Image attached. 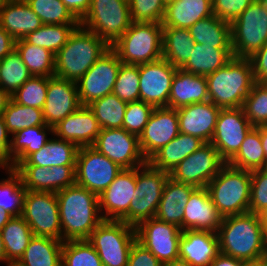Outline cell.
I'll return each mask as SVG.
<instances>
[{"label": "cell", "instance_id": "cell-1", "mask_svg": "<svg viewBox=\"0 0 267 266\" xmlns=\"http://www.w3.org/2000/svg\"><path fill=\"white\" fill-rule=\"evenodd\" d=\"M56 196L62 241L87 240L103 221L98 195L74 184L58 191Z\"/></svg>", "mask_w": 267, "mask_h": 266}, {"label": "cell", "instance_id": "cell-2", "mask_svg": "<svg viewBox=\"0 0 267 266\" xmlns=\"http://www.w3.org/2000/svg\"><path fill=\"white\" fill-rule=\"evenodd\" d=\"M217 235L222 254L241 261L258 260L264 254V225L258 214L224 217Z\"/></svg>", "mask_w": 267, "mask_h": 266}, {"label": "cell", "instance_id": "cell-3", "mask_svg": "<svg viewBox=\"0 0 267 266\" xmlns=\"http://www.w3.org/2000/svg\"><path fill=\"white\" fill-rule=\"evenodd\" d=\"M110 48L98 35L79 25L55 54L54 75L77 82Z\"/></svg>", "mask_w": 267, "mask_h": 266}, {"label": "cell", "instance_id": "cell-4", "mask_svg": "<svg viewBox=\"0 0 267 266\" xmlns=\"http://www.w3.org/2000/svg\"><path fill=\"white\" fill-rule=\"evenodd\" d=\"M206 79L209 101L220 109L242 107L255 83L250 59L237 57Z\"/></svg>", "mask_w": 267, "mask_h": 266}, {"label": "cell", "instance_id": "cell-5", "mask_svg": "<svg viewBox=\"0 0 267 266\" xmlns=\"http://www.w3.org/2000/svg\"><path fill=\"white\" fill-rule=\"evenodd\" d=\"M206 188L223 218L249 212L251 171L226 163Z\"/></svg>", "mask_w": 267, "mask_h": 266}, {"label": "cell", "instance_id": "cell-6", "mask_svg": "<svg viewBox=\"0 0 267 266\" xmlns=\"http://www.w3.org/2000/svg\"><path fill=\"white\" fill-rule=\"evenodd\" d=\"M162 45V24L132 22L111 48L123 64L141 65L161 59Z\"/></svg>", "mask_w": 267, "mask_h": 266}, {"label": "cell", "instance_id": "cell-7", "mask_svg": "<svg viewBox=\"0 0 267 266\" xmlns=\"http://www.w3.org/2000/svg\"><path fill=\"white\" fill-rule=\"evenodd\" d=\"M136 239L135 227L123 221L103 220L87 240L98 253L103 266H127Z\"/></svg>", "mask_w": 267, "mask_h": 266}, {"label": "cell", "instance_id": "cell-8", "mask_svg": "<svg viewBox=\"0 0 267 266\" xmlns=\"http://www.w3.org/2000/svg\"><path fill=\"white\" fill-rule=\"evenodd\" d=\"M131 23L128 0H91L80 26L98 35L111 47Z\"/></svg>", "mask_w": 267, "mask_h": 266}, {"label": "cell", "instance_id": "cell-9", "mask_svg": "<svg viewBox=\"0 0 267 266\" xmlns=\"http://www.w3.org/2000/svg\"><path fill=\"white\" fill-rule=\"evenodd\" d=\"M267 43V5L255 0L231 23L233 57L249 58Z\"/></svg>", "mask_w": 267, "mask_h": 266}, {"label": "cell", "instance_id": "cell-10", "mask_svg": "<svg viewBox=\"0 0 267 266\" xmlns=\"http://www.w3.org/2000/svg\"><path fill=\"white\" fill-rule=\"evenodd\" d=\"M168 178L167 171L155 169L148 163L136 168V189L129 205V225L136 228L141 222L155 217Z\"/></svg>", "mask_w": 267, "mask_h": 266}, {"label": "cell", "instance_id": "cell-11", "mask_svg": "<svg viewBox=\"0 0 267 266\" xmlns=\"http://www.w3.org/2000/svg\"><path fill=\"white\" fill-rule=\"evenodd\" d=\"M22 217L34 236L62 240L61 222L56 193L27 190Z\"/></svg>", "mask_w": 267, "mask_h": 266}, {"label": "cell", "instance_id": "cell-12", "mask_svg": "<svg viewBox=\"0 0 267 266\" xmlns=\"http://www.w3.org/2000/svg\"><path fill=\"white\" fill-rule=\"evenodd\" d=\"M122 170L92 146L80 147L75 165V184L99 196Z\"/></svg>", "mask_w": 267, "mask_h": 266}, {"label": "cell", "instance_id": "cell-13", "mask_svg": "<svg viewBox=\"0 0 267 266\" xmlns=\"http://www.w3.org/2000/svg\"><path fill=\"white\" fill-rule=\"evenodd\" d=\"M121 64L117 53L110 48L76 82L82 106L112 93Z\"/></svg>", "mask_w": 267, "mask_h": 266}, {"label": "cell", "instance_id": "cell-14", "mask_svg": "<svg viewBox=\"0 0 267 266\" xmlns=\"http://www.w3.org/2000/svg\"><path fill=\"white\" fill-rule=\"evenodd\" d=\"M225 164L218 150L209 142L180 162L169 177L195 187H207Z\"/></svg>", "mask_w": 267, "mask_h": 266}, {"label": "cell", "instance_id": "cell-15", "mask_svg": "<svg viewBox=\"0 0 267 266\" xmlns=\"http://www.w3.org/2000/svg\"><path fill=\"white\" fill-rule=\"evenodd\" d=\"M92 147L122 169H134L147 163L138 136L123 128L101 129Z\"/></svg>", "mask_w": 267, "mask_h": 266}, {"label": "cell", "instance_id": "cell-16", "mask_svg": "<svg viewBox=\"0 0 267 266\" xmlns=\"http://www.w3.org/2000/svg\"><path fill=\"white\" fill-rule=\"evenodd\" d=\"M182 230L175 224L153 217L136 227L137 240L162 263L179 259Z\"/></svg>", "mask_w": 267, "mask_h": 266}, {"label": "cell", "instance_id": "cell-17", "mask_svg": "<svg viewBox=\"0 0 267 266\" xmlns=\"http://www.w3.org/2000/svg\"><path fill=\"white\" fill-rule=\"evenodd\" d=\"M253 128L242 107L219 111L211 144L228 163L239 151L248 132Z\"/></svg>", "mask_w": 267, "mask_h": 266}, {"label": "cell", "instance_id": "cell-18", "mask_svg": "<svg viewBox=\"0 0 267 266\" xmlns=\"http://www.w3.org/2000/svg\"><path fill=\"white\" fill-rule=\"evenodd\" d=\"M140 100L154 108L168 107L172 80L177 67L163 57L159 60L138 65Z\"/></svg>", "mask_w": 267, "mask_h": 266}, {"label": "cell", "instance_id": "cell-19", "mask_svg": "<svg viewBox=\"0 0 267 266\" xmlns=\"http://www.w3.org/2000/svg\"><path fill=\"white\" fill-rule=\"evenodd\" d=\"M136 189V168L123 169L99 196L103 220L123 221L129 225V205ZM110 216V217H109Z\"/></svg>", "mask_w": 267, "mask_h": 266}, {"label": "cell", "instance_id": "cell-20", "mask_svg": "<svg viewBox=\"0 0 267 266\" xmlns=\"http://www.w3.org/2000/svg\"><path fill=\"white\" fill-rule=\"evenodd\" d=\"M179 133L177 109L154 108L143 132L138 137L140 150L146 161Z\"/></svg>", "mask_w": 267, "mask_h": 266}, {"label": "cell", "instance_id": "cell-21", "mask_svg": "<svg viewBox=\"0 0 267 266\" xmlns=\"http://www.w3.org/2000/svg\"><path fill=\"white\" fill-rule=\"evenodd\" d=\"M81 106L76 82L55 75L48 77L47 97L42 109L47 125L55 126Z\"/></svg>", "mask_w": 267, "mask_h": 266}, {"label": "cell", "instance_id": "cell-22", "mask_svg": "<svg viewBox=\"0 0 267 266\" xmlns=\"http://www.w3.org/2000/svg\"><path fill=\"white\" fill-rule=\"evenodd\" d=\"M101 127L88 106H81L53 126V135L80 147L93 146Z\"/></svg>", "mask_w": 267, "mask_h": 266}, {"label": "cell", "instance_id": "cell-23", "mask_svg": "<svg viewBox=\"0 0 267 266\" xmlns=\"http://www.w3.org/2000/svg\"><path fill=\"white\" fill-rule=\"evenodd\" d=\"M223 217L206 187H196L184 208L183 230H207L217 233Z\"/></svg>", "mask_w": 267, "mask_h": 266}, {"label": "cell", "instance_id": "cell-24", "mask_svg": "<svg viewBox=\"0 0 267 266\" xmlns=\"http://www.w3.org/2000/svg\"><path fill=\"white\" fill-rule=\"evenodd\" d=\"M220 110L211 101L178 108L179 132L211 142Z\"/></svg>", "mask_w": 267, "mask_h": 266}, {"label": "cell", "instance_id": "cell-25", "mask_svg": "<svg viewBox=\"0 0 267 266\" xmlns=\"http://www.w3.org/2000/svg\"><path fill=\"white\" fill-rule=\"evenodd\" d=\"M220 253L218 235L207 230H183L179 258L191 266H210Z\"/></svg>", "mask_w": 267, "mask_h": 266}, {"label": "cell", "instance_id": "cell-26", "mask_svg": "<svg viewBox=\"0 0 267 266\" xmlns=\"http://www.w3.org/2000/svg\"><path fill=\"white\" fill-rule=\"evenodd\" d=\"M206 101H209L206 76L196 75L177 68L172 80L168 108L178 109Z\"/></svg>", "mask_w": 267, "mask_h": 266}, {"label": "cell", "instance_id": "cell-27", "mask_svg": "<svg viewBox=\"0 0 267 266\" xmlns=\"http://www.w3.org/2000/svg\"><path fill=\"white\" fill-rule=\"evenodd\" d=\"M43 23L25 0H8L0 10V27L16 41L41 27Z\"/></svg>", "mask_w": 267, "mask_h": 266}, {"label": "cell", "instance_id": "cell-28", "mask_svg": "<svg viewBox=\"0 0 267 266\" xmlns=\"http://www.w3.org/2000/svg\"><path fill=\"white\" fill-rule=\"evenodd\" d=\"M195 188L193 185L178 182L169 177L165 182L155 217L175 224L183 231L184 208Z\"/></svg>", "mask_w": 267, "mask_h": 266}, {"label": "cell", "instance_id": "cell-29", "mask_svg": "<svg viewBox=\"0 0 267 266\" xmlns=\"http://www.w3.org/2000/svg\"><path fill=\"white\" fill-rule=\"evenodd\" d=\"M205 142L198 137L179 133L164 147L155 152L147 163L158 170L170 173L180 162L203 146Z\"/></svg>", "mask_w": 267, "mask_h": 266}, {"label": "cell", "instance_id": "cell-30", "mask_svg": "<svg viewBox=\"0 0 267 266\" xmlns=\"http://www.w3.org/2000/svg\"><path fill=\"white\" fill-rule=\"evenodd\" d=\"M211 15L212 0H177L166 6L162 26L189 29Z\"/></svg>", "mask_w": 267, "mask_h": 266}, {"label": "cell", "instance_id": "cell-31", "mask_svg": "<svg viewBox=\"0 0 267 266\" xmlns=\"http://www.w3.org/2000/svg\"><path fill=\"white\" fill-rule=\"evenodd\" d=\"M79 147L62 139H50L40 150L30 154L18 165L41 167L75 166Z\"/></svg>", "mask_w": 267, "mask_h": 266}, {"label": "cell", "instance_id": "cell-32", "mask_svg": "<svg viewBox=\"0 0 267 266\" xmlns=\"http://www.w3.org/2000/svg\"><path fill=\"white\" fill-rule=\"evenodd\" d=\"M232 58V48H215L195 43L189 60L181 69L196 75L207 76L224 67Z\"/></svg>", "mask_w": 267, "mask_h": 266}, {"label": "cell", "instance_id": "cell-33", "mask_svg": "<svg viewBox=\"0 0 267 266\" xmlns=\"http://www.w3.org/2000/svg\"><path fill=\"white\" fill-rule=\"evenodd\" d=\"M63 241L50 237L33 236L19 266H62Z\"/></svg>", "mask_w": 267, "mask_h": 266}, {"label": "cell", "instance_id": "cell-34", "mask_svg": "<svg viewBox=\"0 0 267 266\" xmlns=\"http://www.w3.org/2000/svg\"><path fill=\"white\" fill-rule=\"evenodd\" d=\"M188 30L195 43L215 48H232L231 24L214 14L197 21Z\"/></svg>", "mask_w": 267, "mask_h": 266}, {"label": "cell", "instance_id": "cell-35", "mask_svg": "<svg viewBox=\"0 0 267 266\" xmlns=\"http://www.w3.org/2000/svg\"><path fill=\"white\" fill-rule=\"evenodd\" d=\"M6 252V264L17 263L34 234L22 216L12 217L0 231Z\"/></svg>", "mask_w": 267, "mask_h": 266}, {"label": "cell", "instance_id": "cell-36", "mask_svg": "<svg viewBox=\"0 0 267 266\" xmlns=\"http://www.w3.org/2000/svg\"><path fill=\"white\" fill-rule=\"evenodd\" d=\"M194 44L188 29L163 27L162 57L171 65L181 68L189 60Z\"/></svg>", "mask_w": 267, "mask_h": 266}, {"label": "cell", "instance_id": "cell-37", "mask_svg": "<svg viewBox=\"0 0 267 266\" xmlns=\"http://www.w3.org/2000/svg\"><path fill=\"white\" fill-rule=\"evenodd\" d=\"M46 130L53 133V127L46 125L25 128L12 134L9 154L13 159L14 168L30 154L47 144L50 138H47Z\"/></svg>", "mask_w": 267, "mask_h": 266}, {"label": "cell", "instance_id": "cell-38", "mask_svg": "<svg viewBox=\"0 0 267 266\" xmlns=\"http://www.w3.org/2000/svg\"><path fill=\"white\" fill-rule=\"evenodd\" d=\"M15 49L22 57L24 64L32 76H54L55 54L51 51L27 43L24 39L16 41Z\"/></svg>", "mask_w": 267, "mask_h": 266}, {"label": "cell", "instance_id": "cell-39", "mask_svg": "<svg viewBox=\"0 0 267 266\" xmlns=\"http://www.w3.org/2000/svg\"><path fill=\"white\" fill-rule=\"evenodd\" d=\"M266 163L260 139V126L253 127L246 135L237 154L228 162L229 165L248 171L263 169Z\"/></svg>", "mask_w": 267, "mask_h": 266}, {"label": "cell", "instance_id": "cell-40", "mask_svg": "<svg viewBox=\"0 0 267 266\" xmlns=\"http://www.w3.org/2000/svg\"><path fill=\"white\" fill-rule=\"evenodd\" d=\"M80 24H43L23 38L27 43L48 49L56 54Z\"/></svg>", "mask_w": 267, "mask_h": 266}, {"label": "cell", "instance_id": "cell-41", "mask_svg": "<svg viewBox=\"0 0 267 266\" xmlns=\"http://www.w3.org/2000/svg\"><path fill=\"white\" fill-rule=\"evenodd\" d=\"M126 106L127 102L119 99L114 93L107 94L88 105L101 129L122 128Z\"/></svg>", "mask_w": 267, "mask_h": 266}, {"label": "cell", "instance_id": "cell-42", "mask_svg": "<svg viewBox=\"0 0 267 266\" xmlns=\"http://www.w3.org/2000/svg\"><path fill=\"white\" fill-rule=\"evenodd\" d=\"M31 76L16 49L0 60V87L10 96Z\"/></svg>", "mask_w": 267, "mask_h": 266}, {"label": "cell", "instance_id": "cell-43", "mask_svg": "<svg viewBox=\"0 0 267 266\" xmlns=\"http://www.w3.org/2000/svg\"><path fill=\"white\" fill-rule=\"evenodd\" d=\"M10 134H15L25 128L46 126L42 109L20 105L10 99L2 114Z\"/></svg>", "mask_w": 267, "mask_h": 266}, {"label": "cell", "instance_id": "cell-44", "mask_svg": "<svg viewBox=\"0 0 267 266\" xmlns=\"http://www.w3.org/2000/svg\"><path fill=\"white\" fill-rule=\"evenodd\" d=\"M6 173L9 177L0 181V207L13 217L22 216L27 190L22 184L21 176L14 169Z\"/></svg>", "mask_w": 267, "mask_h": 266}, {"label": "cell", "instance_id": "cell-45", "mask_svg": "<svg viewBox=\"0 0 267 266\" xmlns=\"http://www.w3.org/2000/svg\"><path fill=\"white\" fill-rule=\"evenodd\" d=\"M43 24H80L61 0H25Z\"/></svg>", "mask_w": 267, "mask_h": 266}, {"label": "cell", "instance_id": "cell-46", "mask_svg": "<svg viewBox=\"0 0 267 266\" xmlns=\"http://www.w3.org/2000/svg\"><path fill=\"white\" fill-rule=\"evenodd\" d=\"M62 266H103L98 253L88 240L64 241Z\"/></svg>", "mask_w": 267, "mask_h": 266}, {"label": "cell", "instance_id": "cell-47", "mask_svg": "<svg viewBox=\"0 0 267 266\" xmlns=\"http://www.w3.org/2000/svg\"><path fill=\"white\" fill-rule=\"evenodd\" d=\"M242 108L253 127L267 125V83L255 82Z\"/></svg>", "mask_w": 267, "mask_h": 266}, {"label": "cell", "instance_id": "cell-48", "mask_svg": "<svg viewBox=\"0 0 267 266\" xmlns=\"http://www.w3.org/2000/svg\"><path fill=\"white\" fill-rule=\"evenodd\" d=\"M48 77L31 76L13 95L11 99L20 104L43 109L47 97Z\"/></svg>", "mask_w": 267, "mask_h": 266}, {"label": "cell", "instance_id": "cell-49", "mask_svg": "<svg viewBox=\"0 0 267 266\" xmlns=\"http://www.w3.org/2000/svg\"><path fill=\"white\" fill-rule=\"evenodd\" d=\"M138 65L121 64L112 93L127 103L140 100Z\"/></svg>", "mask_w": 267, "mask_h": 266}, {"label": "cell", "instance_id": "cell-50", "mask_svg": "<svg viewBox=\"0 0 267 266\" xmlns=\"http://www.w3.org/2000/svg\"><path fill=\"white\" fill-rule=\"evenodd\" d=\"M14 170L21 176L22 184L26 190L52 192L51 167L17 165Z\"/></svg>", "mask_w": 267, "mask_h": 266}, {"label": "cell", "instance_id": "cell-51", "mask_svg": "<svg viewBox=\"0 0 267 266\" xmlns=\"http://www.w3.org/2000/svg\"><path fill=\"white\" fill-rule=\"evenodd\" d=\"M132 22L160 23L164 19L166 5L163 0H128Z\"/></svg>", "mask_w": 267, "mask_h": 266}, {"label": "cell", "instance_id": "cell-52", "mask_svg": "<svg viewBox=\"0 0 267 266\" xmlns=\"http://www.w3.org/2000/svg\"><path fill=\"white\" fill-rule=\"evenodd\" d=\"M153 109L152 105L141 100L127 103L122 128L139 137Z\"/></svg>", "mask_w": 267, "mask_h": 266}, {"label": "cell", "instance_id": "cell-53", "mask_svg": "<svg viewBox=\"0 0 267 266\" xmlns=\"http://www.w3.org/2000/svg\"><path fill=\"white\" fill-rule=\"evenodd\" d=\"M267 206V172L263 169L251 171V193L249 212L258 214Z\"/></svg>", "mask_w": 267, "mask_h": 266}, {"label": "cell", "instance_id": "cell-54", "mask_svg": "<svg viewBox=\"0 0 267 266\" xmlns=\"http://www.w3.org/2000/svg\"><path fill=\"white\" fill-rule=\"evenodd\" d=\"M255 0H212V12L230 24Z\"/></svg>", "mask_w": 267, "mask_h": 266}, {"label": "cell", "instance_id": "cell-55", "mask_svg": "<svg viewBox=\"0 0 267 266\" xmlns=\"http://www.w3.org/2000/svg\"><path fill=\"white\" fill-rule=\"evenodd\" d=\"M127 266H163V264L136 239L131 246Z\"/></svg>", "mask_w": 267, "mask_h": 266}, {"label": "cell", "instance_id": "cell-56", "mask_svg": "<svg viewBox=\"0 0 267 266\" xmlns=\"http://www.w3.org/2000/svg\"><path fill=\"white\" fill-rule=\"evenodd\" d=\"M52 192L57 193L75 184V166H53Z\"/></svg>", "mask_w": 267, "mask_h": 266}, {"label": "cell", "instance_id": "cell-57", "mask_svg": "<svg viewBox=\"0 0 267 266\" xmlns=\"http://www.w3.org/2000/svg\"><path fill=\"white\" fill-rule=\"evenodd\" d=\"M9 134L5 121L0 116V167H3L7 172L14 169V162L9 154L11 142Z\"/></svg>", "mask_w": 267, "mask_h": 266}, {"label": "cell", "instance_id": "cell-58", "mask_svg": "<svg viewBox=\"0 0 267 266\" xmlns=\"http://www.w3.org/2000/svg\"><path fill=\"white\" fill-rule=\"evenodd\" d=\"M255 82L267 83V43L249 57Z\"/></svg>", "mask_w": 267, "mask_h": 266}, {"label": "cell", "instance_id": "cell-59", "mask_svg": "<svg viewBox=\"0 0 267 266\" xmlns=\"http://www.w3.org/2000/svg\"><path fill=\"white\" fill-rule=\"evenodd\" d=\"M71 14L80 22L87 14L91 0H61Z\"/></svg>", "mask_w": 267, "mask_h": 266}, {"label": "cell", "instance_id": "cell-60", "mask_svg": "<svg viewBox=\"0 0 267 266\" xmlns=\"http://www.w3.org/2000/svg\"><path fill=\"white\" fill-rule=\"evenodd\" d=\"M16 40L0 27V60L15 49Z\"/></svg>", "mask_w": 267, "mask_h": 266}, {"label": "cell", "instance_id": "cell-61", "mask_svg": "<svg viewBox=\"0 0 267 266\" xmlns=\"http://www.w3.org/2000/svg\"><path fill=\"white\" fill-rule=\"evenodd\" d=\"M210 266H242V261L219 253L211 262Z\"/></svg>", "mask_w": 267, "mask_h": 266}, {"label": "cell", "instance_id": "cell-62", "mask_svg": "<svg viewBox=\"0 0 267 266\" xmlns=\"http://www.w3.org/2000/svg\"><path fill=\"white\" fill-rule=\"evenodd\" d=\"M11 96L0 87V116L5 111L7 104L9 103Z\"/></svg>", "mask_w": 267, "mask_h": 266}, {"label": "cell", "instance_id": "cell-63", "mask_svg": "<svg viewBox=\"0 0 267 266\" xmlns=\"http://www.w3.org/2000/svg\"><path fill=\"white\" fill-rule=\"evenodd\" d=\"M260 139L262 142L265 159L267 161V125L260 126Z\"/></svg>", "mask_w": 267, "mask_h": 266}, {"label": "cell", "instance_id": "cell-64", "mask_svg": "<svg viewBox=\"0 0 267 266\" xmlns=\"http://www.w3.org/2000/svg\"><path fill=\"white\" fill-rule=\"evenodd\" d=\"M13 216L8 213L4 208L0 207V231L9 222Z\"/></svg>", "mask_w": 267, "mask_h": 266}, {"label": "cell", "instance_id": "cell-65", "mask_svg": "<svg viewBox=\"0 0 267 266\" xmlns=\"http://www.w3.org/2000/svg\"><path fill=\"white\" fill-rule=\"evenodd\" d=\"M163 266H191L187 261H184L182 259H176L171 262L163 264Z\"/></svg>", "mask_w": 267, "mask_h": 266}, {"label": "cell", "instance_id": "cell-66", "mask_svg": "<svg viewBox=\"0 0 267 266\" xmlns=\"http://www.w3.org/2000/svg\"><path fill=\"white\" fill-rule=\"evenodd\" d=\"M259 218L264 226L267 225V206L264 207L259 213Z\"/></svg>", "mask_w": 267, "mask_h": 266}, {"label": "cell", "instance_id": "cell-67", "mask_svg": "<svg viewBox=\"0 0 267 266\" xmlns=\"http://www.w3.org/2000/svg\"><path fill=\"white\" fill-rule=\"evenodd\" d=\"M1 261L6 262V252L4 249V244H3L1 233H0V262Z\"/></svg>", "mask_w": 267, "mask_h": 266}, {"label": "cell", "instance_id": "cell-68", "mask_svg": "<svg viewBox=\"0 0 267 266\" xmlns=\"http://www.w3.org/2000/svg\"><path fill=\"white\" fill-rule=\"evenodd\" d=\"M242 266H263L260 259L253 261H242Z\"/></svg>", "mask_w": 267, "mask_h": 266}, {"label": "cell", "instance_id": "cell-69", "mask_svg": "<svg viewBox=\"0 0 267 266\" xmlns=\"http://www.w3.org/2000/svg\"><path fill=\"white\" fill-rule=\"evenodd\" d=\"M264 254L267 255V225L264 226Z\"/></svg>", "mask_w": 267, "mask_h": 266}, {"label": "cell", "instance_id": "cell-70", "mask_svg": "<svg viewBox=\"0 0 267 266\" xmlns=\"http://www.w3.org/2000/svg\"><path fill=\"white\" fill-rule=\"evenodd\" d=\"M263 264V266H267V255L263 254L260 258H259Z\"/></svg>", "mask_w": 267, "mask_h": 266}, {"label": "cell", "instance_id": "cell-71", "mask_svg": "<svg viewBox=\"0 0 267 266\" xmlns=\"http://www.w3.org/2000/svg\"><path fill=\"white\" fill-rule=\"evenodd\" d=\"M177 0H163L164 4L167 6L168 4H171Z\"/></svg>", "mask_w": 267, "mask_h": 266}, {"label": "cell", "instance_id": "cell-72", "mask_svg": "<svg viewBox=\"0 0 267 266\" xmlns=\"http://www.w3.org/2000/svg\"><path fill=\"white\" fill-rule=\"evenodd\" d=\"M8 2V0H0V10Z\"/></svg>", "mask_w": 267, "mask_h": 266}, {"label": "cell", "instance_id": "cell-73", "mask_svg": "<svg viewBox=\"0 0 267 266\" xmlns=\"http://www.w3.org/2000/svg\"><path fill=\"white\" fill-rule=\"evenodd\" d=\"M259 2H261L262 4H266L267 5V0H257Z\"/></svg>", "mask_w": 267, "mask_h": 266}, {"label": "cell", "instance_id": "cell-74", "mask_svg": "<svg viewBox=\"0 0 267 266\" xmlns=\"http://www.w3.org/2000/svg\"><path fill=\"white\" fill-rule=\"evenodd\" d=\"M263 170H265L267 172V161L265 163V166H264Z\"/></svg>", "mask_w": 267, "mask_h": 266}, {"label": "cell", "instance_id": "cell-75", "mask_svg": "<svg viewBox=\"0 0 267 266\" xmlns=\"http://www.w3.org/2000/svg\"><path fill=\"white\" fill-rule=\"evenodd\" d=\"M9 266H19L17 263H12Z\"/></svg>", "mask_w": 267, "mask_h": 266}]
</instances>
